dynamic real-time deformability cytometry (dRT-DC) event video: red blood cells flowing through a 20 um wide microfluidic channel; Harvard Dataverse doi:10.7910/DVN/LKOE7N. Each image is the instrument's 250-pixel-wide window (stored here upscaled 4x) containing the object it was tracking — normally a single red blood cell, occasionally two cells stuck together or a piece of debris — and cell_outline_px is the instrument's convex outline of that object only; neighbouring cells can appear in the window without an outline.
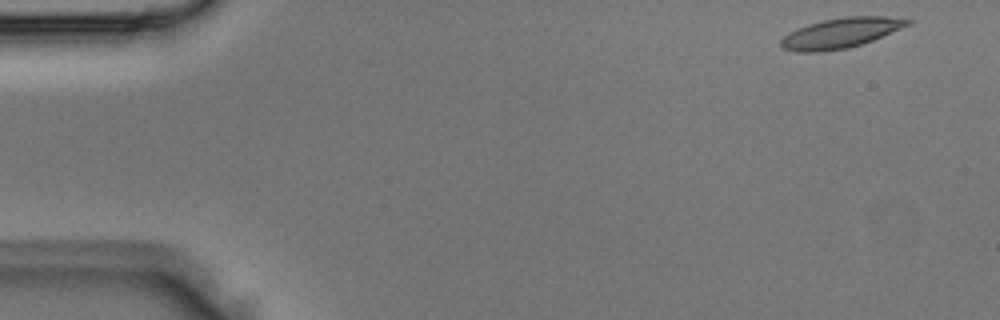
{"species": "Egyptian fruit bat (a non-hibernating species)", "species_latin": "Rousettus aegyptiacus", "temperature_condition": "room temperature", "stored_images_in_passage": 3, "camera_frame_rate_fps": 3000, "um_per_image_px": 0.085, "animal": {"sex": "male"}, "frame": {"image": 1, "passage_image": 3, "time_ms": 0.667, "image_size_px": [1000, 320], "cell_outline_px": [[912, 24], [872, 40], [848, 48], [820, 52], [796, 52], [784, 48], [780, 44], [780, 40], [788, 32], [796, 28], [808, 24], [824, 20], [844, 16], [884, 16], [912, 20]], "centroid_in_image_um": [71.44, 2.8], "position_along_channel_um": 13.6, "area_um2": 22.2}}